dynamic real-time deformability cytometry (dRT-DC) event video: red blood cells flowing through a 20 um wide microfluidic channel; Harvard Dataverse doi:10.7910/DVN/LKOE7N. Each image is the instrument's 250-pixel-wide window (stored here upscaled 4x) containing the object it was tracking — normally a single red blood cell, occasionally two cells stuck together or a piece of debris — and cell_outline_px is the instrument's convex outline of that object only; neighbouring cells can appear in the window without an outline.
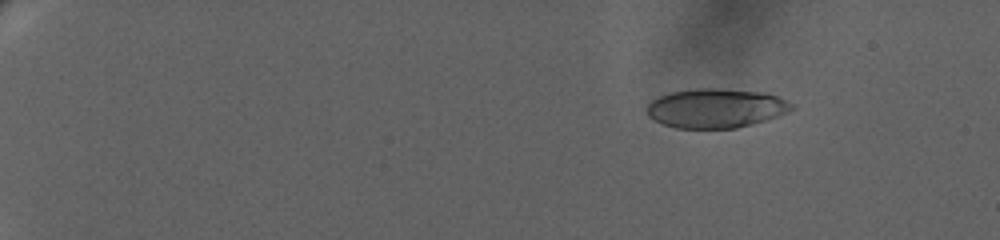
{"species": "human", "species_latin": "Homo sapiens", "temperature_condition": "warm", "stored_images_in_passage": 9, "camera_frame_rate_fps": 3000, "um_per_image_px": 0.085, "donor": {"sex": "female"}, "frame": {"image": 1, "passage_image": 3, "time_ms": 2.333, "image_size_px": [1000, 240], "cell_outline_px": [[796, 108], [776, 116], [752, 124], [736, 128], [676, 128], [664, 124], [648, 116], [644, 108], [652, 100], [660, 96], [672, 92], [696, 88], [716, 88], [764, 92], [788, 100], [796, 104]], "centroid_in_image_um": [60.86, 9.19], "position_along_channel_um": 24.1, "area_um2": 33.18}}
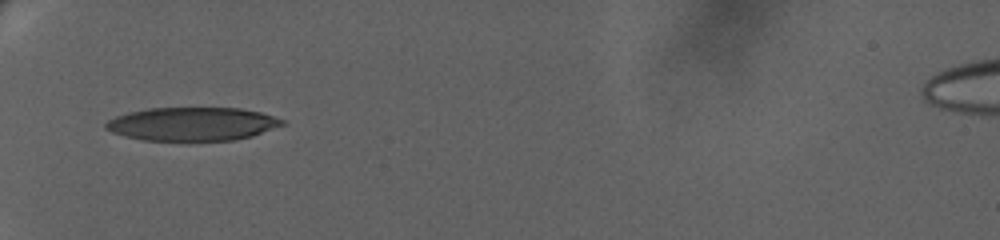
{"frame": {"image": 2, "passage_image": 8, "time_ms": 8.0, "image_size_px": [1000, 240], "cell_outline_px": [[284, 124], [252, 136], [232, 140], [144, 140], [124, 136], [112, 132], [104, 128], [104, 124], [108, 120], [116, 116], [128, 112], [148, 108], [240, 108], [260, 112], [284, 120]], "centroid_in_image_um": [16.3, 10.53], "position_along_channel_um": 68.7, "area_um2": 34.16}}